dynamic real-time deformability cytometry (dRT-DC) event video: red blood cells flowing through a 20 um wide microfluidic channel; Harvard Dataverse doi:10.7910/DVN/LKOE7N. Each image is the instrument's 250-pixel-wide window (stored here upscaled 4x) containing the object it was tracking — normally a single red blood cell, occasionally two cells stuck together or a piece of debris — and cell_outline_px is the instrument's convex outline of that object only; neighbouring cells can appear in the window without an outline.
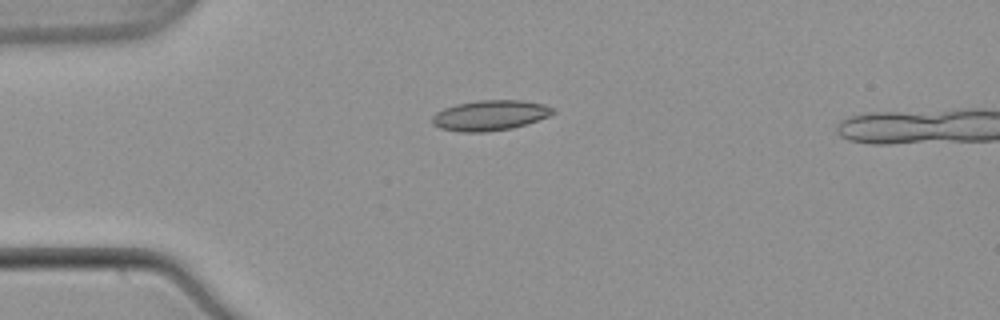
{"species": "common noctule bat (a hibernating species)", "species_latin": "Nyctalus noctula", "temperature_condition": "warm", "stored_images_in_passage": 39, "camera_frame_rate_fps": 3000, "um_per_image_px": 0.085, "animal": {"sex": "male", "body_mass_g": 21.5, "forearm_length_mm": 52.0}, "frame": {"image": 1, "passage_image": 1, "time_ms": 0.0, "image_size_px": [1000, 320], "cell_outline_px": [[556, 112], [548, 116], [512, 128], [488, 132], [460, 132], [440, 128], [432, 124], [432, 116], [436, 112], [444, 108], [456, 104], [476, 100], [524, 100], [544, 104], [552, 108]], "centroid_in_image_um": [41.62, 9.8], "position_along_channel_um": 43.4, "area_um2": 21.33}}
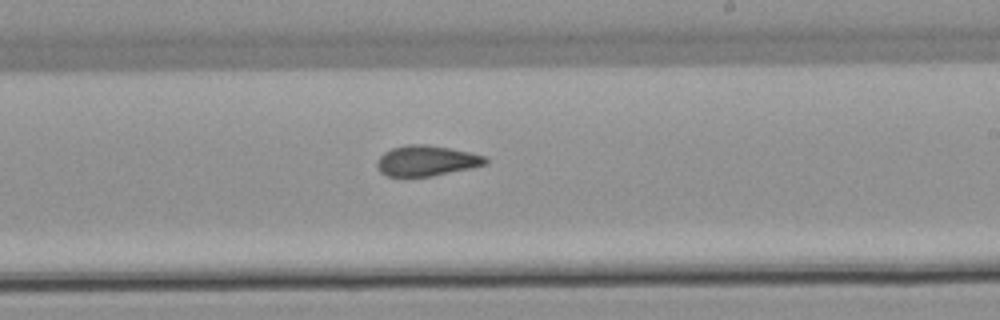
{"frame": {"image": 2, "passage_image": 19, "time_ms": 6.0, "image_size_px": [1000, 320], "cell_outline_px": [[488, 164], [432, 176], [388, 176], [380, 172], [376, 164], [376, 160], [384, 152], [392, 148], [404, 144], [424, 144], [448, 148], [468, 152], [484, 156], [488, 160]], "centroid_in_image_um": [36.21, 13.66], "position_along_channel_um": 252.8, "area_um2": 19.13}}
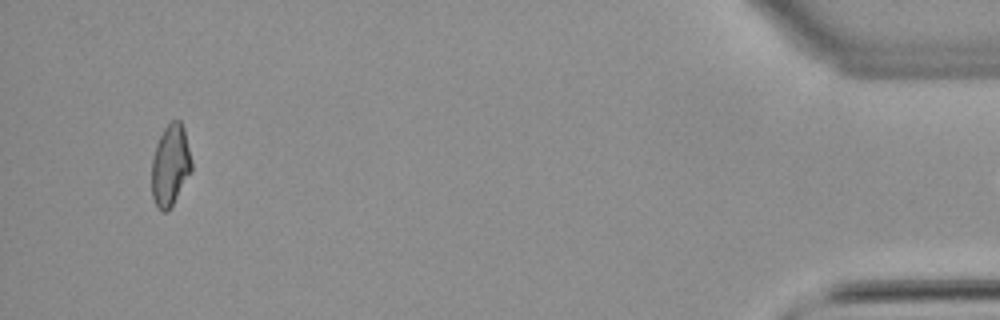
{"frame": {"image": 3, "passage_image": 38, "time_ms": 12.333, "image_size_px": [1000, 320], "cell_outline_px": [[192, 168], [168, 212], [164, 212], [156, 208], [152, 196], [152, 160], [156, 144], [164, 128], [172, 120], [180, 120], [184, 128], [192, 160]], "centroid_in_image_um": [14.47, 14.04], "position_along_channel_um": 420.7, "area_um2": 18.79}}